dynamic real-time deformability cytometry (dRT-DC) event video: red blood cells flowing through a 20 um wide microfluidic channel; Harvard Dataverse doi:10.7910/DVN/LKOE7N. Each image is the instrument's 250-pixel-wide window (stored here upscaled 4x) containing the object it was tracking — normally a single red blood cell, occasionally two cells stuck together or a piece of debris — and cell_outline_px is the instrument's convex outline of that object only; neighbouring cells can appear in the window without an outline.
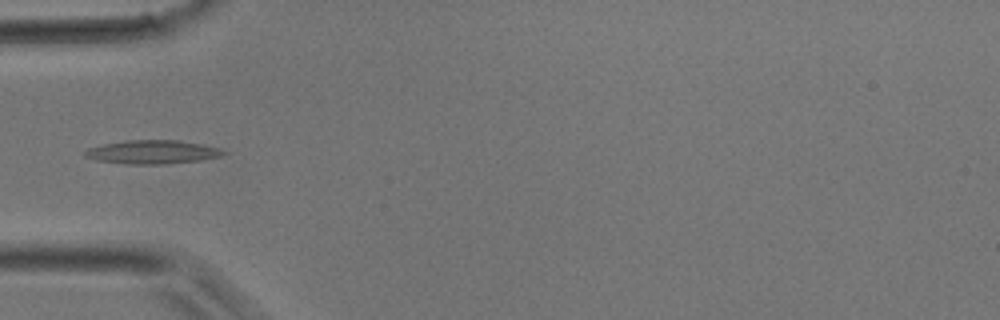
{"species": "common noctule bat (a hibernating species)", "species_latin": "Nyctalus noctula", "temperature_condition": "room temperature", "stored_images_in_passage": 33, "camera_frame_rate_fps": 3000, "um_per_image_px": 0.085, "animal": {"sex": "male", "body_mass_g": 17.9}, "frame": {"image": 1, "passage_image": 7, "time_ms": 2.0, "image_size_px": [1000, 320], "cell_outline_px": [[228, 152], [220, 156], [200, 160], [164, 164], [128, 164], [96, 160], [84, 156], [84, 152], [88, 148], [104, 144], [128, 140], [180, 140], [204, 144], [220, 148]], "centroid_in_image_um": [12.99, 12.92], "position_along_channel_um": 72.0, "area_um2": 19.07}}
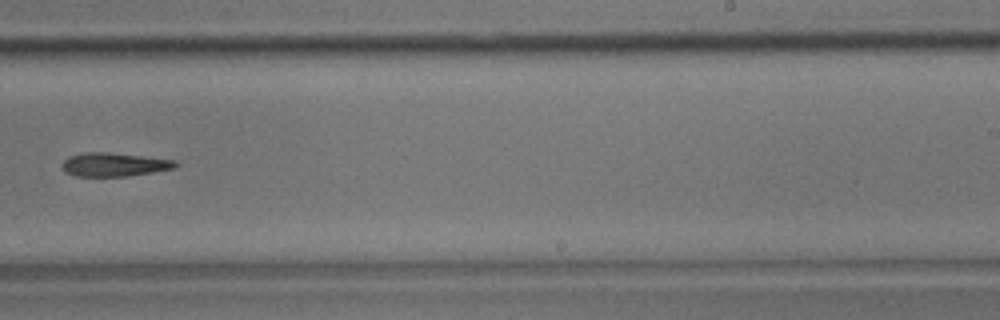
{"frame": {"image": 2, "passage_image": 19, "time_ms": 6.0, "image_size_px": [1000, 320], "cell_outline_px": [[180, 164], [176, 168], [152, 172], [124, 176], [76, 176], [64, 172], [60, 164], [68, 156], [84, 152], [108, 152], [176, 160]], "centroid_in_image_um": [9.68, 13.98], "position_along_channel_um": 279.3, "area_um2": 15.72}}
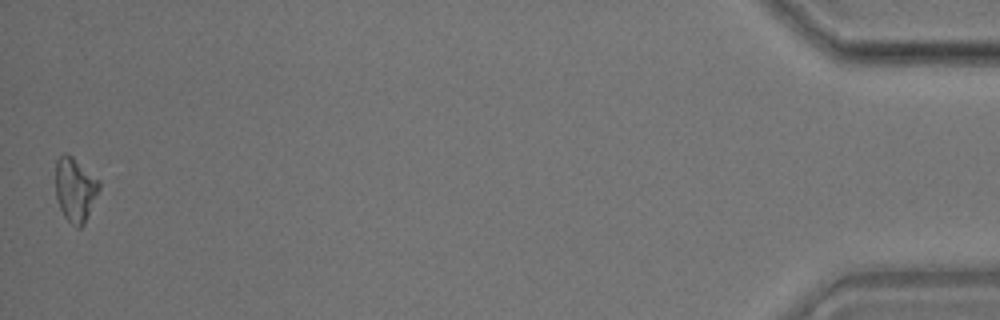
{"frame": {"image": 3, "passage_image": 33, "time_ms": 10.667, "image_size_px": [1000, 320], "cell_outline_px": [[100, 188], [88, 216], [84, 224], [80, 228], [76, 228], [64, 216], [60, 208], [56, 196], [56, 160], [64, 152], [68, 152], [100, 180]], "centroid_in_image_um": [6.4, 16.08], "position_along_channel_um": 428.8, "area_um2": 16.42}}